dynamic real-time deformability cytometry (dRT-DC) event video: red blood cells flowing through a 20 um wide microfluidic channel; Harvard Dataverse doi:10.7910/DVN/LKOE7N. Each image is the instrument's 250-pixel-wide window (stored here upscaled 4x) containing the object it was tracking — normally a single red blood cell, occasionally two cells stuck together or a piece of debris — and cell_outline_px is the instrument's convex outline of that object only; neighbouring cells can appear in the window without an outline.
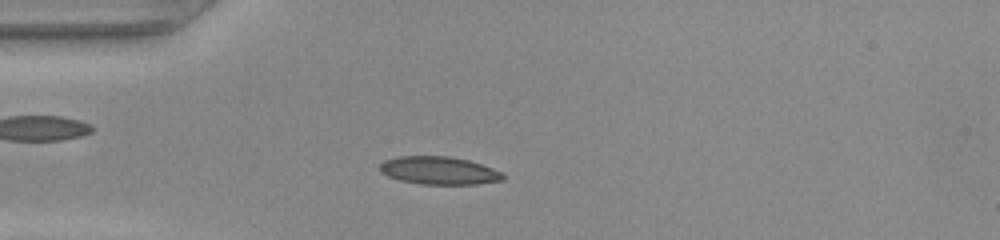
{"species": "common noctule bat (a hibernating species)", "species_latin": "Nyctalus noctula", "temperature_condition": "warm", "stored_images_in_passage": 47, "camera_frame_rate_fps": 3000, "um_per_image_px": 0.085, "animal": {"sex": "female", "body_mass_g": 22.0, "forearm_length_mm": 56.7}, "frame": {"image": 1, "passage_image": 11, "time_ms": 3.333, "image_size_px": [1000, 240], "cell_outline_px": [[504, 180], [476, 184], [420, 184], [400, 180], [388, 176], [380, 172], [380, 164], [384, 160], [396, 156], [448, 156], [468, 160], [492, 168], [500, 172], [504, 176]], "centroid_in_image_um": [37.28, 14.49], "position_along_channel_um": 47.7, "area_um2": 19.94}}
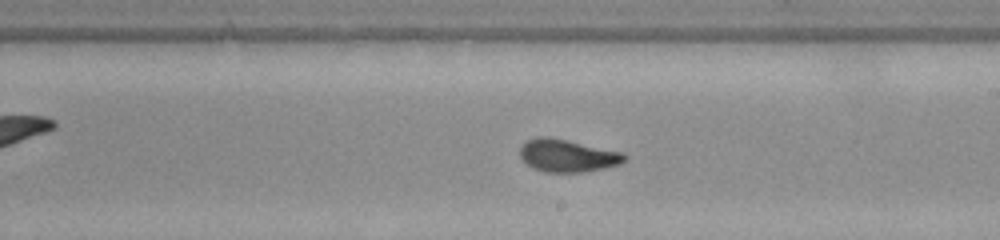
{"frame": {"image": 2, "passage_image": 26, "time_ms": 8.333, "image_size_px": [1000, 240], "cell_outline_px": [[628, 156], [620, 164], [604, 168], [580, 172], [544, 172], [532, 168], [520, 156], [520, 144], [536, 136], [548, 136], [624, 152]], "centroid_in_image_um": [48.22, 13.22], "position_along_channel_um": 240.8, "area_um2": 19.94}}
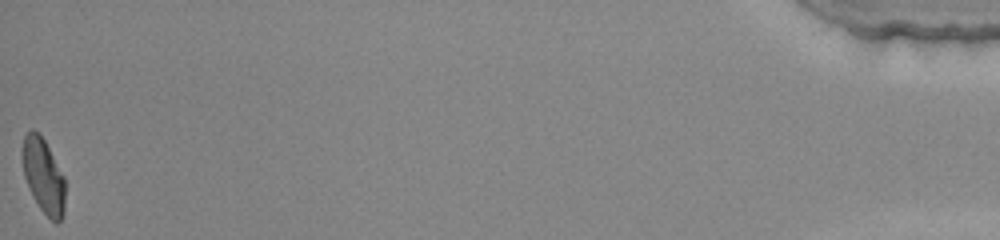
{"frame": {"image": 3, "passage_image": 47, "time_ms": 15.333, "image_size_px": [1000, 240], "cell_outline_px": [[64, 216], [56, 224], [40, 208], [32, 196], [24, 176], [24, 136], [32, 128], [40, 132], [64, 176]], "centroid_in_image_um": [3.72, 14.96], "position_along_channel_um": 431.5, "area_um2": 18.26}}